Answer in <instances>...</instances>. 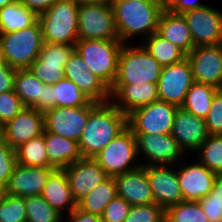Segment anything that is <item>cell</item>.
I'll list each match as a JSON object with an SVG mask.
<instances>
[{
  "label": "cell",
  "mask_w": 222,
  "mask_h": 222,
  "mask_svg": "<svg viewBox=\"0 0 222 222\" xmlns=\"http://www.w3.org/2000/svg\"><path fill=\"white\" fill-rule=\"evenodd\" d=\"M83 4H100V5H112L114 0H77Z\"/></svg>",
  "instance_id": "50"
},
{
  "label": "cell",
  "mask_w": 222,
  "mask_h": 222,
  "mask_svg": "<svg viewBox=\"0 0 222 222\" xmlns=\"http://www.w3.org/2000/svg\"><path fill=\"white\" fill-rule=\"evenodd\" d=\"M65 77L73 81L91 100L97 103L111 100L110 88L94 75L75 50L65 64Z\"/></svg>",
  "instance_id": "18"
},
{
  "label": "cell",
  "mask_w": 222,
  "mask_h": 222,
  "mask_svg": "<svg viewBox=\"0 0 222 222\" xmlns=\"http://www.w3.org/2000/svg\"><path fill=\"white\" fill-rule=\"evenodd\" d=\"M25 108L17 94L8 91L0 94V122L4 126Z\"/></svg>",
  "instance_id": "42"
},
{
  "label": "cell",
  "mask_w": 222,
  "mask_h": 222,
  "mask_svg": "<svg viewBox=\"0 0 222 222\" xmlns=\"http://www.w3.org/2000/svg\"><path fill=\"white\" fill-rule=\"evenodd\" d=\"M127 127V115L111 101L97 103L78 141L83 158H93Z\"/></svg>",
  "instance_id": "2"
},
{
  "label": "cell",
  "mask_w": 222,
  "mask_h": 222,
  "mask_svg": "<svg viewBox=\"0 0 222 222\" xmlns=\"http://www.w3.org/2000/svg\"><path fill=\"white\" fill-rule=\"evenodd\" d=\"M0 44L5 63L15 69L28 68L44 45L40 22L15 32L0 33Z\"/></svg>",
  "instance_id": "6"
},
{
  "label": "cell",
  "mask_w": 222,
  "mask_h": 222,
  "mask_svg": "<svg viewBox=\"0 0 222 222\" xmlns=\"http://www.w3.org/2000/svg\"><path fill=\"white\" fill-rule=\"evenodd\" d=\"M26 222H63L64 217L41 195L24 197Z\"/></svg>",
  "instance_id": "35"
},
{
  "label": "cell",
  "mask_w": 222,
  "mask_h": 222,
  "mask_svg": "<svg viewBox=\"0 0 222 222\" xmlns=\"http://www.w3.org/2000/svg\"><path fill=\"white\" fill-rule=\"evenodd\" d=\"M4 63L3 54H2V48L0 44V65Z\"/></svg>",
  "instance_id": "52"
},
{
  "label": "cell",
  "mask_w": 222,
  "mask_h": 222,
  "mask_svg": "<svg viewBox=\"0 0 222 222\" xmlns=\"http://www.w3.org/2000/svg\"><path fill=\"white\" fill-rule=\"evenodd\" d=\"M193 83L192 67L187 58L179 63L164 66L157 83L158 99L181 107Z\"/></svg>",
  "instance_id": "14"
},
{
  "label": "cell",
  "mask_w": 222,
  "mask_h": 222,
  "mask_svg": "<svg viewBox=\"0 0 222 222\" xmlns=\"http://www.w3.org/2000/svg\"><path fill=\"white\" fill-rule=\"evenodd\" d=\"M16 70L5 62L0 65V94L14 90Z\"/></svg>",
  "instance_id": "46"
},
{
  "label": "cell",
  "mask_w": 222,
  "mask_h": 222,
  "mask_svg": "<svg viewBox=\"0 0 222 222\" xmlns=\"http://www.w3.org/2000/svg\"><path fill=\"white\" fill-rule=\"evenodd\" d=\"M17 164L16 151L0 135V189L3 190Z\"/></svg>",
  "instance_id": "41"
},
{
  "label": "cell",
  "mask_w": 222,
  "mask_h": 222,
  "mask_svg": "<svg viewBox=\"0 0 222 222\" xmlns=\"http://www.w3.org/2000/svg\"><path fill=\"white\" fill-rule=\"evenodd\" d=\"M93 158L109 177H116L141 166L136 138L128 126Z\"/></svg>",
  "instance_id": "7"
},
{
  "label": "cell",
  "mask_w": 222,
  "mask_h": 222,
  "mask_svg": "<svg viewBox=\"0 0 222 222\" xmlns=\"http://www.w3.org/2000/svg\"><path fill=\"white\" fill-rule=\"evenodd\" d=\"M90 101L79 87L66 77L53 84V108L83 107Z\"/></svg>",
  "instance_id": "34"
},
{
  "label": "cell",
  "mask_w": 222,
  "mask_h": 222,
  "mask_svg": "<svg viewBox=\"0 0 222 222\" xmlns=\"http://www.w3.org/2000/svg\"><path fill=\"white\" fill-rule=\"evenodd\" d=\"M209 135H222V92L218 90L205 118Z\"/></svg>",
  "instance_id": "43"
},
{
  "label": "cell",
  "mask_w": 222,
  "mask_h": 222,
  "mask_svg": "<svg viewBox=\"0 0 222 222\" xmlns=\"http://www.w3.org/2000/svg\"><path fill=\"white\" fill-rule=\"evenodd\" d=\"M111 102L125 115L152 102L158 101L156 83L113 84L110 88Z\"/></svg>",
  "instance_id": "23"
},
{
  "label": "cell",
  "mask_w": 222,
  "mask_h": 222,
  "mask_svg": "<svg viewBox=\"0 0 222 222\" xmlns=\"http://www.w3.org/2000/svg\"><path fill=\"white\" fill-rule=\"evenodd\" d=\"M43 85L28 68L17 69L15 72L14 92L21 99L25 107H39V98H42Z\"/></svg>",
  "instance_id": "31"
},
{
  "label": "cell",
  "mask_w": 222,
  "mask_h": 222,
  "mask_svg": "<svg viewBox=\"0 0 222 222\" xmlns=\"http://www.w3.org/2000/svg\"><path fill=\"white\" fill-rule=\"evenodd\" d=\"M207 6L198 0H166V8L174 14H183L186 11Z\"/></svg>",
  "instance_id": "45"
},
{
  "label": "cell",
  "mask_w": 222,
  "mask_h": 222,
  "mask_svg": "<svg viewBox=\"0 0 222 222\" xmlns=\"http://www.w3.org/2000/svg\"><path fill=\"white\" fill-rule=\"evenodd\" d=\"M142 1H166V0H142Z\"/></svg>",
  "instance_id": "54"
},
{
  "label": "cell",
  "mask_w": 222,
  "mask_h": 222,
  "mask_svg": "<svg viewBox=\"0 0 222 222\" xmlns=\"http://www.w3.org/2000/svg\"><path fill=\"white\" fill-rule=\"evenodd\" d=\"M16 0H0V9L8 4L14 3Z\"/></svg>",
  "instance_id": "51"
},
{
  "label": "cell",
  "mask_w": 222,
  "mask_h": 222,
  "mask_svg": "<svg viewBox=\"0 0 222 222\" xmlns=\"http://www.w3.org/2000/svg\"><path fill=\"white\" fill-rule=\"evenodd\" d=\"M17 164L28 167L48 166L47 151L45 145V129L43 134L22 143L15 149Z\"/></svg>",
  "instance_id": "33"
},
{
  "label": "cell",
  "mask_w": 222,
  "mask_h": 222,
  "mask_svg": "<svg viewBox=\"0 0 222 222\" xmlns=\"http://www.w3.org/2000/svg\"><path fill=\"white\" fill-rule=\"evenodd\" d=\"M45 145L48 167L64 169L82 159L79 143L66 137L50 133L45 129Z\"/></svg>",
  "instance_id": "27"
},
{
  "label": "cell",
  "mask_w": 222,
  "mask_h": 222,
  "mask_svg": "<svg viewBox=\"0 0 222 222\" xmlns=\"http://www.w3.org/2000/svg\"><path fill=\"white\" fill-rule=\"evenodd\" d=\"M38 21V15L16 0L0 9V33L29 28Z\"/></svg>",
  "instance_id": "29"
},
{
  "label": "cell",
  "mask_w": 222,
  "mask_h": 222,
  "mask_svg": "<svg viewBox=\"0 0 222 222\" xmlns=\"http://www.w3.org/2000/svg\"><path fill=\"white\" fill-rule=\"evenodd\" d=\"M179 107L156 101L135 109L127 115V126L133 134H171Z\"/></svg>",
  "instance_id": "9"
},
{
  "label": "cell",
  "mask_w": 222,
  "mask_h": 222,
  "mask_svg": "<svg viewBox=\"0 0 222 222\" xmlns=\"http://www.w3.org/2000/svg\"><path fill=\"white\" fill-rule=\"evenodd\" d=\"M44 129V113L25 107L3 126L2 137L15 150L22 143L43 134Z\"/></svg>",
  "instance_id": "20"
},
{
  "label": "cell",
  "mask_w": 222,
  "mask_h": 222,
  "mask_svg": "<svg viewBox=\"0 0 222 222\" xmlns=\"http://www.w3.org/2000/svg\"><path fill=\"white\" fill-rule=\"evenodd\" d=\"M194 47L222 44V10L207 6L184 12Z\"/></svg>",
  "instance_id": "12"
},
{
  "label": "cell",
  "mask_w": 222,
  "mask_h": 222,
  "mask_svg": "<svg viewBox=\"0 0 222 222\" xmlns=\"http://www.w3.org/2000/svg\"><path fill=\"white\" fill-rule=\"evenodd\" d=\"M124 222H165V210L155 202L131 206Z\"/></svg>",
  "instance_id": "40"
},
{
  "label": "cell",
  "mask_w": 222,
  "mask_h": 222,
  "mask_svg": "<svg viewBox=\"0 0 222 222\" xmlns=\"http://www.w3.org/2000/svg\"><path fill=\"white\" fill-rule=\"evenodd\" d=\"M146 172L157 205L166 210L184 201L177 179V165H149Z\"/></svg>",
  "instance_id": "15"
},
{
  "label": "cell",
  "mask_w": 222,
  "mask_h": 222,
  "mask_svg": "<svg viewBox=\"0 0 222 222\" xmlns=\"http://www.w3.org/2000/svg\"><path fill=\"white\" fill-rule=\"evenodd\" d=\"M78 36L79 40H119L112 5L79 3Z\"/></svg>",
  "instance_id": "8"
},
{
  "label": "cell",
  "mask_w": 222,
  "mask_h": 222,
  "mask_svg": "<svg viewBox=\"0 0 222 222\" xmlns=\"http://www.w3.org/2000/svg\"><path fill=\"white\" fill-rule=\"evenodd\" d=\"M180 161L177 164V179L184 201H199L212 189L216 173L210 171L198 159L195 163Z\"/></svg>",
  "instance_id": "17"
},
{
  "label": "cell",
  "mask_w": 222,
  "mask_h": 222,
  "mask_svg": "<svg viewBox=\"0 0 222 222\" xmlns=\"http://www.w3.org/2000/svg\"><path fill=\"white\" fill-rule=\"evenodd\" d=\"M77 0H60L38 15L44 42L76 45L78 36Z\"/></svg>",
  "instance_id": "3"
},
{
  "label": "cell",
  "mask_w": 222,
  "mask_h": 222,
  "mask_svg": "<svg viewBox=\"0 0 222 222\" xmlns=\"http://www.w3.org/2000/svg\"><path fill=\"white\" fill-rule=\"evenodd\" d=\"M117 184V196L126 200L131 206L154 203L146 166L114 177Z\"/></svg>",
  "instance_id": "24"
},
{
  "label": "cell",
  "mask_w": 222,
  "mask_h": 222,
  "mask_svg": "<svg viewBox=\"0 0 222 222\" xmlns=\"http://www.w3.org/2000/svg\"><path fill=\"white\" fill-rule=\"evenodd\" d=\"M54 170L55 168L48 166L28 167L16 164L2 192L20 197L41 195L50 174Z\"/></svg>",
  "instance_id": "22"
},
{
  "label": "cell",
  "mask_w": 222,
  "mask_h": 222,
  "mask_svg": "<svg viewBox=\"0 0 222 222\" xmlns=\"http://www.w3.org/2000/svg\"><path fill=\"white\" fill-rule=\"evenodd\" d=\"M172 137L185 153H194L209 136L205 119L199 118L179 107L174 117Z\"/></svg>",
  "instance_id": "19"
},
{
  "label": "cell",
  "mask_w": 222,
  "mask_h": 222,
  "mask_svg": "<svg viewBox=\"0 0 222 222\" xmlns=\"http://www.w3.org/2000/svg\"><path fill=\"white\" fill-rule=\"evenodd\" d=\"M117 196L114 177H107L77 202V207L92 215L102 217L106 206Z\"/></svg>",
  "instance_id": "28"
},
{
  "label": "cell",
  "mask_w": 222,
  "mask_h": 222,
  "mask_svg": "<svg viewBox=\"0 0 222 222\" xmlns=\"http://www.w3.org/2000/svg\"><path fill=\"white\" fill-rule=\"evenodd\" d=\"M41 196L57 211L64 219L76 207L77 202L73 199L71 189L64 169H55L49 176ZM67 210V214H64Z\"/></svg>",
  "instance_id": "25"
},
{
  "label": "cell",
  "mask_w": 222,
  "mask_h": 222,
  "mask_svg": "<svg viewBox=\"0 0 222 222\" xmlns=\"http://www.w3.org/2000/svg\"><path fill=\"white\" fill-rule=\"evenodd\" d=\"M198 202L209 222H222V174H217L209 194Z\"/></svg>",
  "instance_id": "38"
},
{
  "label": "cell",
  "mask_w": 222,
  "mask_h": 222,
  "mask_svg": "<svg viewBox=\"0 0 222 222\" xmlns=\"http://www.w3.org/2000/svg\"><path fill=\"white\" fill-rule=\"evenodd\" d=\"M123 44L114 84L158 83L163 66L139 43Z\"/></svg>",
  "instance_id": "4"
},
{
  "label": "cell",
  "mask_w": 222,
  "mask_h": 222,
  "mask_svg": "<svg viewBox=\"0 0 222 222\" xmlns=\"http://www.w3.org/2000/svg\"><path fill=\"white\" fill-rule=\"evenodd\" d=\"M131 205L119 196H116L105 208L101 217L106 222H124Z\"/></svg>",
  "instance_id": "44"
},
{
  "label": "cell",
  "mask_w": 222,
  "mask_h": 222,
  "mask_svg": "<svg viewBox=\"0 0 222 222\" xmlns=\"http://www.w3.org/2000/svg\"><path fill=\"white\" fill-rule=\"evenodd\" d=\"M66 216L68 218L66 221L68 222H99L101 219V217L80 210L78 207Z\"/></svg>",
  "instance_id": "49"
},
{
  "label": "cell",
  "mask_w": 222,
  "mask_h": 222,
  "mask_svg": "<svg viewBox=\"0 0 222 222\" xmlns=\"http://www.w3.org/2000/svg\"><path fill=\"white\" fill-rule=\"evenodd\" d=\"M112 8L119 40L128 44L129 39L138 35L143 41L157 32L166 1L114 0Z\"/></svg>",
  "instance_id": "1"
},
{
  "label": "cell",
  "mask_w": 222,
  "mask_h": 222,
  "mask_svg": "<svg viewBox=\"0 0 222 222\" xmlns=\"http://www.w3.org/2000/svg\"><path fill=\"white\" fill-rule=\"evenodd\" d=\"M140 44L164 67L179 63L187 55L176 45L160 36L157 32L143 39Z\"/></svg>",
  "instance_id": "30"
},
{
  "label": "cell",
  "mask_w": 222,
  "mask_h": 222,
  "mask_svg": "<svg viewBox=\"0 0 222 222\" xmlns=\"http://www.w3.org/2000/svg\"><path fill=\"white\" fill-rule=\"evenodd\" d=\"M37 15L42 14L60 0H19Z\"/></svg>",
  "instance_id": "48"
},
{
  "label": "cell",
  "mask_w": 222,
  "mask_h": 222,
  "mask_svg": "<svg viewBox=\"0 0 222 222\" xmlns=\"http://www.w3.org/2000/svg\"><path fill=\"white\" fill-rule=\"evenodd\" d=\"M219 89L210 84L194 82L186 94L182 109L205 119L215 93Z\"/></svg>",
  "instance_id": "32"
},
{
  "label": "cell",
  "mask_w": 222,
  "mask_h": 222,
  "mask_svg": "<svg viewBox=\"0 0 222 222\" xmlns=\"http://www.w3.org/2000/svg\"><path fill=\"white\" fill-rule=\"evenodd\" d=\"M64 171L76 202L108 177L94 158H82L64 168Z\"/></svg>",
  "instance_id": "21"
},
{
  "label": "cell",
  "mask_w": 222,
  "mask_h": 222,
  "mask_svg": "<svg viewBox=\"0 0 222 222\" xmlns=\"http://www.w3.org/2000/svg\"><path fill=\"white\" fill-rule=\"evenodd\" d=\"M24 197L0 194V222H26Z\"/></svg>",
  "instance_id": "39"
},
{
  "label": "cell",
  "mask_w": 222,
  "mask_h": 222,
  "mask_svg": "<svg viewBox=\"0 0 222 222\" xmlns=\"http://www.w3.org/2000/svg\"><path fill=\"white\" fill-rule=\"evenodd\" d=\"M165 222H209L198 201H183L165 210Z\"/></svg>",
  "instance_id": "37"
},
{
  "label": "cell",
  "mask_w": 222,
  "mask_h": 222,
  "mask_svg": "<svg viewBox=\"0 0 222 222\" xmlns=\"http://www.w3.org/2000/svg\"><path fill=\"white\" fill-rule=\"evenodd\" d=\"M2 133H3V125H2V123L0 122V135H2Z\"/></svg>",
  "instance_id": "53"
},
{
  "label": "cell",
  "mask_w": 222,
  "mask_h": 222,
  "mask_svg": "<svg viewBox=\"0 0 222 222\" xmlns=\"http://www.w3.org/2000/svg\"><path fill=\"white\" fill-rule=\"evenodd\" d=\"M96 104L90 101L83 107L52 108L44 113L45 129L78 142L88 122L89 112Z\"/></svg>",
  "instance_id": "11"
},
{
  "label": "cell",
  "mask_w": 222,
  "mask_h": 222,
  "mask_svg": "<svg viewBox=\"0 0 222 222\" xmlns=\"http://www.w3.org/2000/svg\"><path fill=\"white\" fill-rule=\"evenodd\" d=\"M157 33L180 48L186 55L194 48L190 29L182 14H174L166 8L159 19Z\"/></svg>",
  "instance_id": "26"
},
{
  "label": "cell",
  "mask_w": 222,
  "mask_h": 222,
  "mask_svg": "<svg viewBox=\"0 0 222 222\" xmlns=\"http://www.w3.org/2000/svg\"><path fill=\"white\" fill-rule=\"evenodd\" d=\"M187 59L194 82L222 86V44L194 47Z\"/></svg>",
  "instance_id": "16"
},
{
  "label": "cell",
  "mask_w": 222,
  "mask_h": 222,
  "mask_svg": "<svg viewBox=\"0 0 222 222\" xmlns=\"http://www.w3.org/2000/svg\"><path fill=\"white\" fill-rule=\"evenodd\" d=\"M195 153L210 171L222 174V135H209Z\"/></svg>",
  "instance_id": "36"
},
{
  "label": "cell",
  "mask_w": 222,
  "mask_h": 222,
  "mask_svg": "<svg viewBox=\"0 0 222 222\" xmlns=\"http://www.w3.org/2000/svg\"><path fill=\"white\" fill-rule=\"evenodd\" d=\"M122 45L120 40H78L75 50L89 70L111 88L117 76Z\"/></svg>",
  "instance_id": "5"
},
{
  "label": "cell",
  "mask_w": 222,
  "mask_h": 222,
  "mask_svg": "<svg viewBox=\"0 0 222 222\" xmlns=\"http://www.w3.org/2000/svg\"><path fill=\"white\" fill-rule=\"evenodd\" d=\"M134 135L138 156H141L140 154H142V157L144 156V161H140L142 166L177 165L179 161L185 160L184 155L186 154L180 149L172 134ZM146 159L147 161H145Z\"/></svg>",
  "instance_id": "10"
},
{
  "label": "cell",
  "mask_w": 222,
  "mask_h": 222,
  "mask_svg": "<svg viewBox=\"0 0 222 222\" xmlns=\"http://www.w3.org/2000/svg\"><path fill=\"white\" fill-rule=\"evenodd\" d=\"M75 51V45L44 42L38 58L28 67L44 84L53 85L65 78V64Z\"/></svg>",
  "instance_id": "13"
},
{
  "label": "cell",
  "mask_w": 222,
  "mask_h": 222,
  "mask_svg": "<svg viewBox=\"0 0 222 222\" xmlns=\"http://www.w3.org/2000/svg\"><path fill=\"white\" fill-rule=\"evenodd\" d=\"M53 108V85L44 84L42 98H39V112L45 113Z\"/></svg>",
  "instance_id": "47"
}]
</instances>
